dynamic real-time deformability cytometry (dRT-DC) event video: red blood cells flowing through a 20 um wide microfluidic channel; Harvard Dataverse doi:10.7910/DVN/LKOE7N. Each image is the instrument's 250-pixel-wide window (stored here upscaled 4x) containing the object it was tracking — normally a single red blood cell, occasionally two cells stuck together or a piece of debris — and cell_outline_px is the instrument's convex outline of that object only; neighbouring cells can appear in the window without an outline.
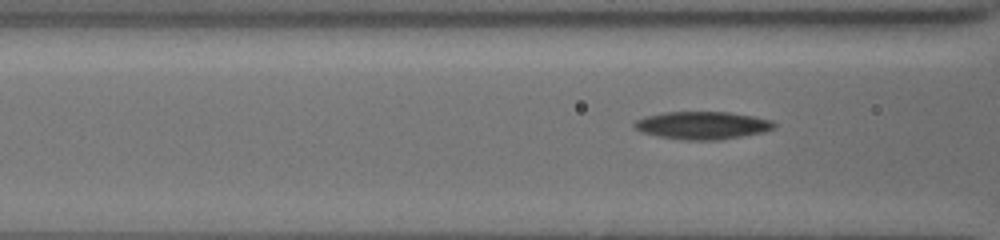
{"species": "common noctule bat (a hibernating species)", "species_latin": "Nyctalus noctula", "temperature_condition": "cold", "stored_images_in_passage": 12, "camera_frame_rate_fps": 3000, "um_per_image_px": 0.085, "animal": {"sex": "female", "body_mass_g": 19.5, "forearm_length_mm": 54.1}, "frame": {"image": 1, "passage_image": 6, "time_ms": 1.667, "image_size_px": [1000, 240], "cell_outline_px": [[776, 128], [764, 132], [720, 140], [684, 140], [656, 136], [640, 132], [632, 124], [636, 120], [644, 116], [664, 112], [728, 112], [756, 116], [772, 120], [776, 124]], "centroid_in_image_um": [59.71, 10.65], "position_along_channel_um": 106.9, "area_um2": 22.89}}
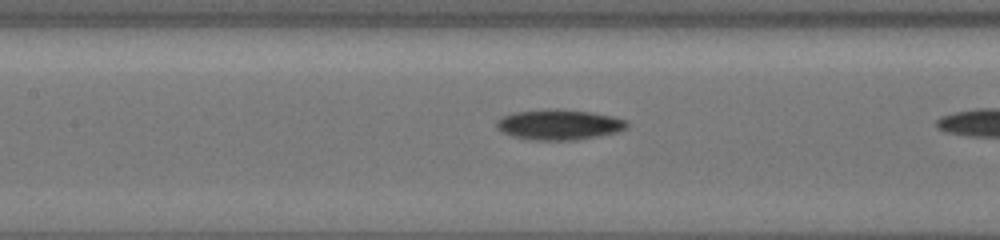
{"frame": {"image": 2, "passage_image": 10, "time_ms": 3.0, "image_size_px": [1000, 240], "cell_outline_px": [[628, 124], [624, 128], [616, 132], [576, 140], [536, 140], [512, 136], [496, 128], [496, 120], [500, 116], [512, 112], [548, 108], [560, 108], [588, 112], [612, 116], [628, 120]], "centroid_in_image_um": [47.46, 10.57], "position_along_channel_um": 159.9, "area_um2": 23.18}}